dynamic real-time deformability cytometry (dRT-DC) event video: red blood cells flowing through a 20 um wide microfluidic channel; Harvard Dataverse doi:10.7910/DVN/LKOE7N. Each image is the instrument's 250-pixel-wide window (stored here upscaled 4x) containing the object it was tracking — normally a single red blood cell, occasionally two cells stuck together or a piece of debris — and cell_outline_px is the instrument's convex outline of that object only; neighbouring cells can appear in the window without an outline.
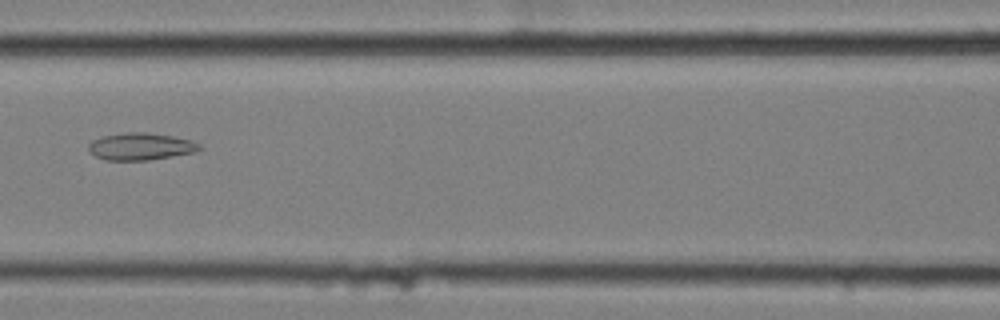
{"species": "common noctule bat (a hibernating species)", "species_latin": "Nyctalus noctula", "temperature_condition": "cold", "stored_images_in_passage": 15, "camera_frame_rate_fps": 3000, "um_per_image_px": 0.085, "animal": {"sex": "female", "body_mass_g": 25.1}, "frame": {"image": 1, "passage_image": 7, "time_ms": 2.0, "image_size_px": [1000, 320], "cell_outline_px": [[204, 148], [196, 152], [148, 160], [104, 160], [88, 152], [88, 144], [92, 140], [100, 136], [124, 132], [144, 132], [172, 136], [192, 140], [200, 144]], "centroid_in_image_um": [11.94, 12.44], "position_along_channel_um": 154.7, "area_um2": 17.8}}
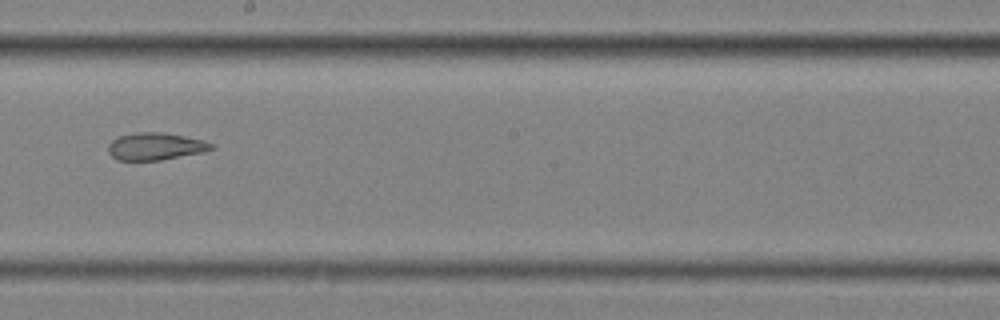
{"frame": {"image": 2, "passage_image": 9, "time_ms": 2.667, "image_size_px": [1000, 320], "cell_outline_px": [[216, 148], [204, 152], [160, 160], [116, 160], [108, 152], [108, 144], [112, 140], [120, 136], [136, 132], [160, 132], [184, 136], [204, 140], [212, 144]], "centroid_in_image_um": [13.22, 12.44], "position_along_channel_um": 235.0, "area_um2": 16.42}}
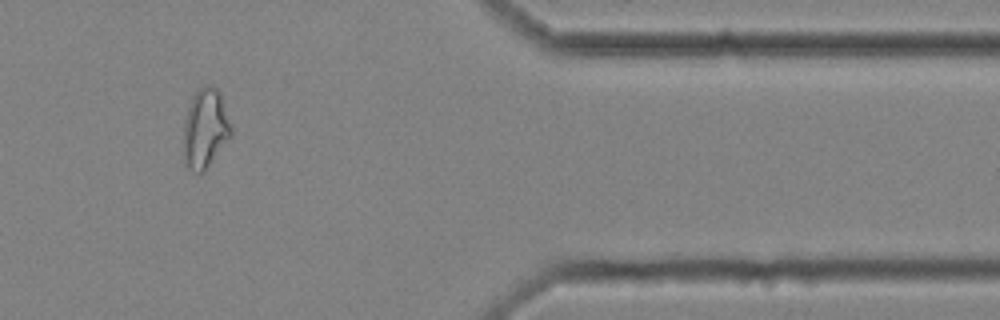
{"frame": {"image": 3, "passage_image": 13, "time_ms": 4.0, "image_size_px": [1000, 320], "cell_outline_px": [[232, 136], [204, 172], [192, 172], [184, 164], [184, 124], [188, 108], [192, 96], [200, 88], [212, 84], [220, 92], [232, 124]], "centroid_in_image_um": [17.47, 10.94], "position_along_channel_um": 393.9, "area_um2": 22.25}}